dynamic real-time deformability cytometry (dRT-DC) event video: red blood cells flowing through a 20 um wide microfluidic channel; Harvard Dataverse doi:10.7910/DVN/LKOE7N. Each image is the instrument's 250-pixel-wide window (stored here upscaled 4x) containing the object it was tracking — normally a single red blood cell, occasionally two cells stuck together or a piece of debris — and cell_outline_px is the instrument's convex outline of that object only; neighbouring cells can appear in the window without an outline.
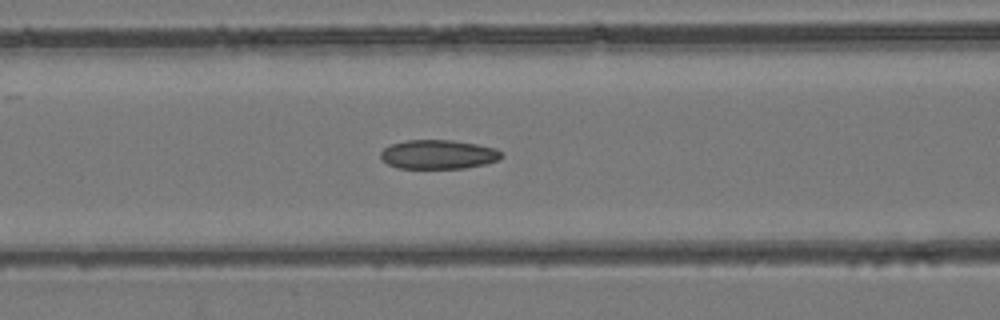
{"species": "common noctule bat (a hibernating species)", "species_latin": "Nyctalus noctula", "temperature_condition": "room temperature", "stored_images_in_passage": 45, "camera_frame_rate_fps": 3000, "um_per_image_px": 0.085, "animal": {"sex": "female", "body_mass_g": 24.6, "forearm_length_mm": 56.2}, "frame": {"image": 1, "passage_image": 18, "time_ms": 5.667, "image_size_px": [1000, 320], "cell_outline_px": [[504, 156], [496, 160], [484, 164], [464, 168], [396, 168], [388, 164], [380, 156], [380, 152], [384, 148], [392, 144], [404, 140], [452, 140], [476, 144], [496, 148]], "centroid_in_image_um": [37.23, 13.12], "position_along_channel_um": 129.4, "area_um2": 20.4}}
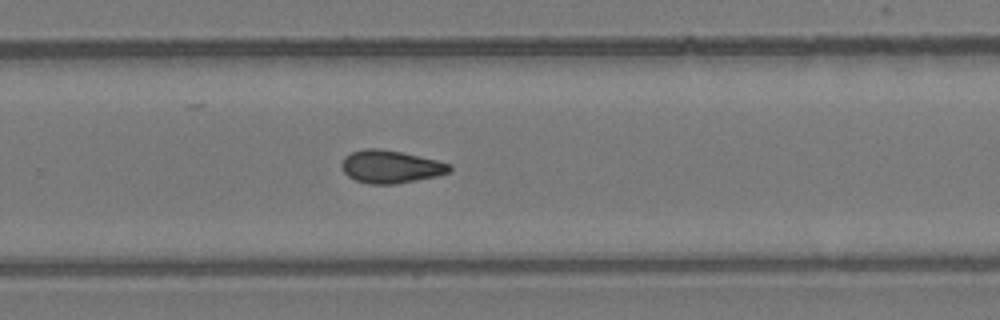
{"frame": {"image": 2, "passage_image": 29, "time_ms": 9.333, "image_size_px": [1000, 320], "cell_outline_px": [[452, 172], [436, 176], [396, 184], [368, 184], [356, 180], [348, 176], [344, 172], [340, 164], [344, 156], [352, 152], [364, 148], [380, 148], [400, 152], [436, 160], [452, 164]], "centroid_in_image_um": [33.2, 14.17], "position_along_channel_um": 296.6, "area_um2": 20.69}}
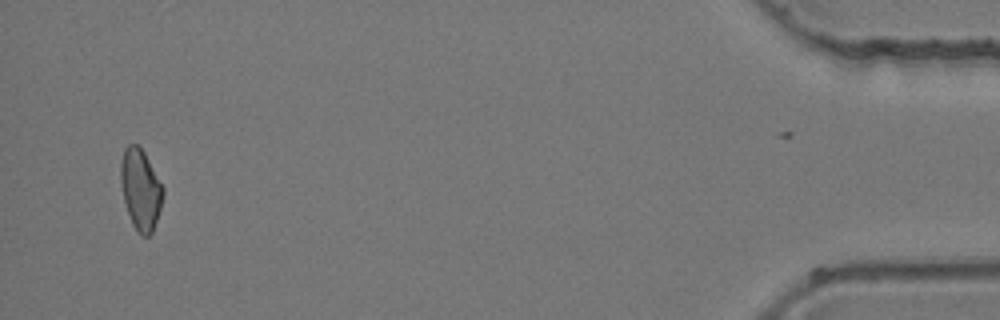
{"frame": {"image": 3, "passage_image": 43, "time_ms": 14.0, "image_size_px": [1000, 320], "cell_outline_px": [[164, 196], [152, 232], [148, 236], [140, 236], [132, 224], [124, 200], [120, 180], [120, 164], [124, 148], [128, 144], [136, 144], [144, 152], [164, 188]], "centroid_in_image_um": [11.94, 16.1], "position_along_channel_um": 423.3, "area_um2": 19.83}}